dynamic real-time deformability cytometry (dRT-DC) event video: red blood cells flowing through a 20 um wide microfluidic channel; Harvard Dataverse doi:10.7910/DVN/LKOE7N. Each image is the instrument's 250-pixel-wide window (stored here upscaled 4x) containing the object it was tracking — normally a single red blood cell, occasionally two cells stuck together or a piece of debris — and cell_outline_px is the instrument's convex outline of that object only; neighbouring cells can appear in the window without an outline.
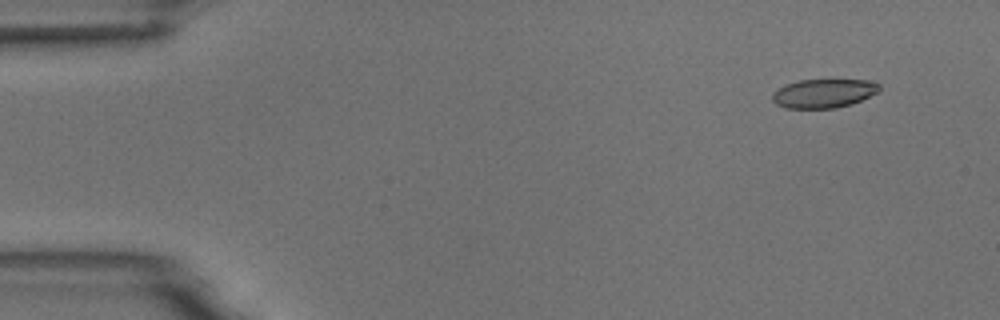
{"species": "common noctule bat (a hibernating species)", "species_latin": "Nyctalus noctula", "temperature_condition": "room temperature", "stored_images_in_passage": 5, "camera_frame_rate_fps": 3000, "um_per_image_px": 0.085, "animal": {"sex": "male", "body_mass_g": 18.8}, "frame": {"image": 1, "passage_image": 2, "time_ms": 1.333, "image_size_px": [1000, 320], "cell_outline_px": [[880, 88], [876, 92], [852, 104], [836, 108], [784, 108], [776, 104], [772, 100], [772, 92], [788, 84], [800, 80], [864, 80], [880, 84]], "centroid_in_image_um": [69.98, 7.95], "position_along_channel_um": 15.0, "area_um2": 17.74}}
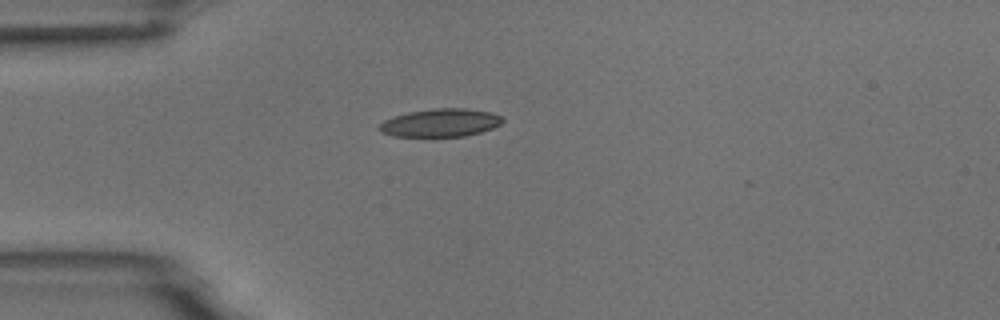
{"frame": {"image": 2, "passage_image": 5, "time_ms": 4.667, "image_size_px": [1000, 320], "cell_outline_px": [[504, 120], [500, 124], [492, 128], [480, 132], [464, 136], [392, 136], [380, 132], [376, 128], [384, 120], [408, 112], [432, 108], [464, 108], [488, 112], [504, 116]], "centroid_in_image_um": [37.42, 10.43], "position_along_channel_um": 47.6, "area_um2": 20.11}}